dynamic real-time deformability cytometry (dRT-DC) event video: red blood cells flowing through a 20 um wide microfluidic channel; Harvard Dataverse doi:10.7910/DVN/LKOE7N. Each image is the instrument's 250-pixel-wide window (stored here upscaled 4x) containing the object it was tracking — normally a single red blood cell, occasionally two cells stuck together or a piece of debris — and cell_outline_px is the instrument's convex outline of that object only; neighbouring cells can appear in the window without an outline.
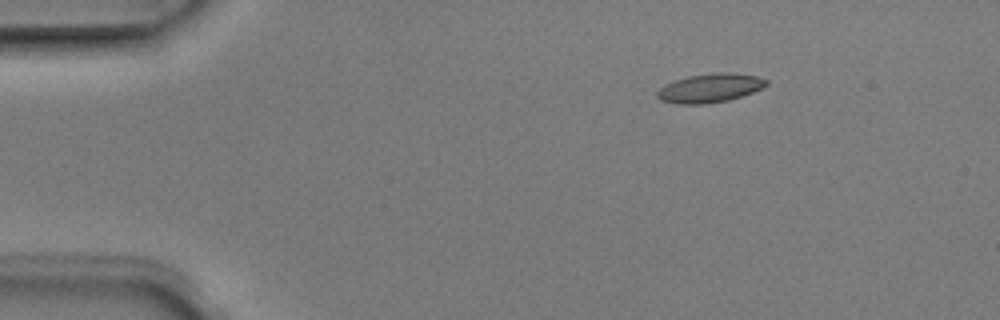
{"species": "Egyptian fruit bat (a non-hibernating species)", "species_latin": "Rousettus aegyptiacus", "temperature_condition": "room temperature", "stored_images_in_passage": 4, "camera_frame_rate_fps": 3000, "um_per_image_px": 0.085, "animal": {"sex": "male"}, "frame": {"image": 1, "passage_image": 3, "time_ms": 0.667, "image_size_px": [1000, 320], "cell_outline_px": [[768, 84], [764, 88], [728, 100], [704, 104], [676, 104], [660, 100], [656, 96], [656, 92], [664, 84], [688, 76], [716, 72], [732, 72], [756, 76], [768, 80]], "centroid_in_image_um": [60.33, 7.48], "position_along_channel_um": 24.7, "area_um2": 18.44}}